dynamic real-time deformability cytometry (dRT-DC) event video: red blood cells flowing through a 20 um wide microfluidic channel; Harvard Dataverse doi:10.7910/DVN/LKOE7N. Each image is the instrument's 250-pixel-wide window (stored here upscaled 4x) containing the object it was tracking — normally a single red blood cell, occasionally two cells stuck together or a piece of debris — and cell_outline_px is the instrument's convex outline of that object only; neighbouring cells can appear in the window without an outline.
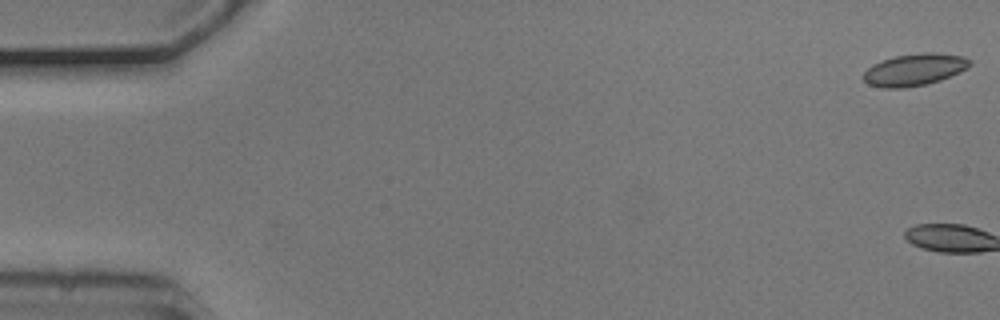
{"species": "common noctule bat (a hibernating species)", "species_latin": "Nyctalus noctula", "temperature_condition": "cold", "stored_images_in_passage": 3, "camera_frame_rate_fps": 3000, "um_per_image_px": 0.085, "animal": {"sex": "male", "body_mass_g": 20.5, "forearm_length_mm": 52.5}, "frame": {"image": 1, "passage_image": 1, "time_ms": 0.0, "image_size_px": [1000, 320], "cell_outline_px": [[972, 64], [968, 68], [960, 72], [940, 80], [928, 84], [904, 88], [880, 88], [868, 84], [864, 80], [864, 72], [872, 64], [896, 56], [924, 52], [932, 52], [964, 56], [972, 60]], "centroid_in_image_um": [77.76, 5.93], "position_along_channel_um": 7.2, "area_um2": 19.94}}